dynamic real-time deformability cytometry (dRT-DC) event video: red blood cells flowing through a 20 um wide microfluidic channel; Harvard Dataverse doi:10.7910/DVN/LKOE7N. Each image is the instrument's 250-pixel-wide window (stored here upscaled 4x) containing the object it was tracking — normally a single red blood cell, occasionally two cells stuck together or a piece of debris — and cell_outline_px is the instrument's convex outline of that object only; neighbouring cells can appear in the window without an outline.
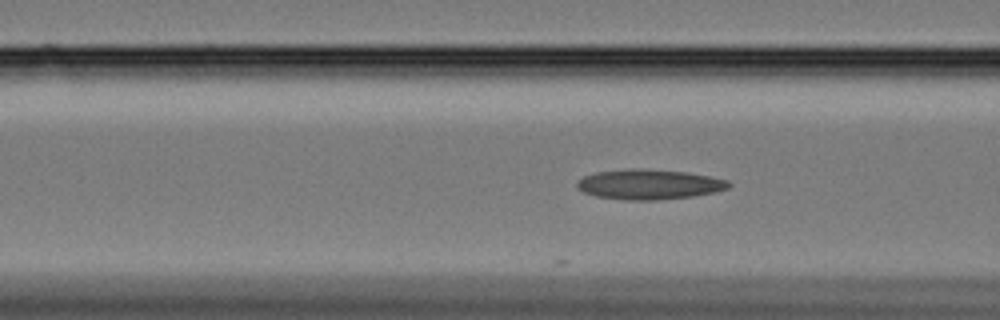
{"species": "Egyptian fruit bat (a non-hibernating species)", "species_latin": "Rousettus aegyptiacus", "temperature_condition": "cold", "stored_images_in_passage": 6, "camera_frame_rate_fps": 3000, "um_per_image_px": 0.085, "animal": {"sex": "female"}, "frame": {"image": 1, "passage_image": 6, "time_ms": 1.667, "image_size_px": [1000, 320], "cell_outline_px": [[732, 184], [728, 188], [716, 192], [692, 196], [656, 200], [624, 200], [596, 196], [584, 192], [576, 188], [576, 180], [584, 176], [596, 172], [628, 168], [640, 168], [688, 172], [728, 180]], "centroid_in_image_um": [55.15, 15.66], "position_along_channel_um": 111.4, "area_um2": 26.76}}